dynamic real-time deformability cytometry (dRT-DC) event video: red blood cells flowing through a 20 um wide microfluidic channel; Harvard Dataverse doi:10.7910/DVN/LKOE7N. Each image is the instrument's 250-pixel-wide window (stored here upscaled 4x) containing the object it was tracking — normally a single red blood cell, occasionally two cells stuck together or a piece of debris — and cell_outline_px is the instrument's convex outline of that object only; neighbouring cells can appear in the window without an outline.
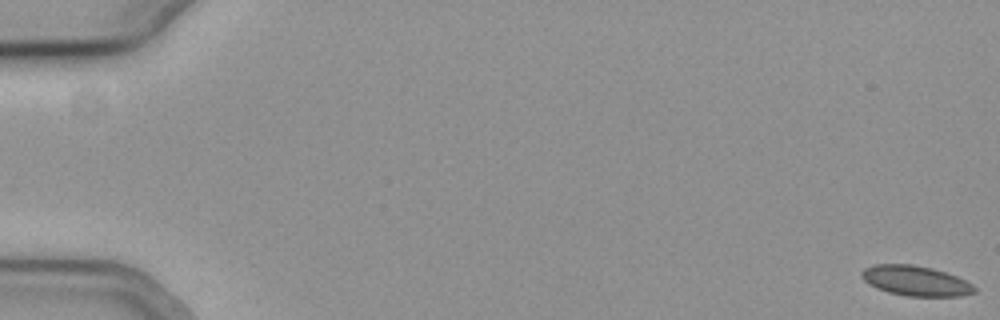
{"species": "common noctule bat (a hibernating species)", "species_latin": "Nyctalus noctula", "temperature_condition": "cold", "stored_images_in_passage": 10, "camera_frame_rate_fps": 3000, "um_per_image_px": 0.085, "animal": {"sex": "female", "body_mass_g": 19.3, "forearm_length_mm": 54.1}, "frame": {"image": 1, "passage_image": 1, "time_ms": 0.0, "image_size_px": [1000, 320], "cell_outline_px": [[976, 292], [960, 296], [908, 296], [888, 292], [876, 288], [864, 280], [860, 276], [860, 272], [864, 268], [876, 264], [912, 264], [932, 268], [956, 276], [972, 284], [976, 288]], "centroid_in_image_um": [77.81, 23.86], "position_along_channel_um": 7.2, "area_um2": 19.71}}